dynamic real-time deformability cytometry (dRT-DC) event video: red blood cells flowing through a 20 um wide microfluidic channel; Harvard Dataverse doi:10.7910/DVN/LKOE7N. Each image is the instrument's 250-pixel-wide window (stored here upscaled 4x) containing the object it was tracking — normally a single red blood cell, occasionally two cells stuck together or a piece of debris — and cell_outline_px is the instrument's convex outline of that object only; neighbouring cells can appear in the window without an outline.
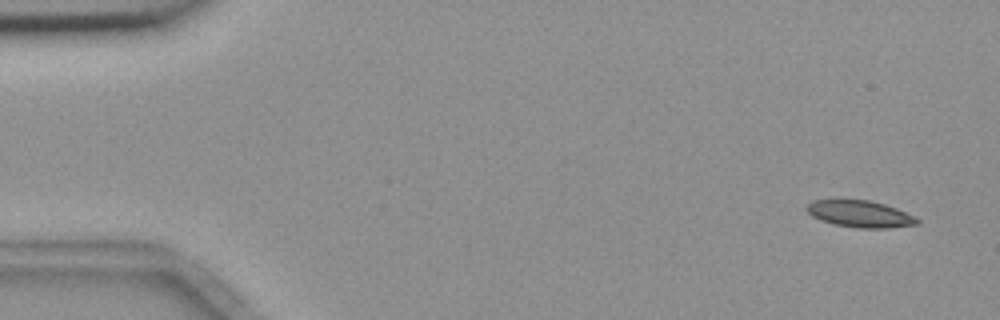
{"species": "common noctule bat (a hibernating species)", "species_latin": "Nyctalus noctula", "temperature_condition": "room temperature", "stored_images_in_passage": 5, "camera_frame_rate_fps": 3000, "um_per_image_px": 0.085, "animal": {"sex": "female", "body_mass_g": 18.4}, "frame": {"image": 1, "passage_image": 1, "time_ms": 0.0, "image_size_px": [1000, 320], "cell_outline_px": [[920, 220], [916, 224], [888, 228], [856, 228], [832, 224], [820, 220], [812, 216], [804, 208], [812, 200], [868, 200], [884, 204], [896, 208]], "centroid_in_image_um": [73.04, 18.19], "position_along_channel_um": 12.0, "area_um2": 17.11}}
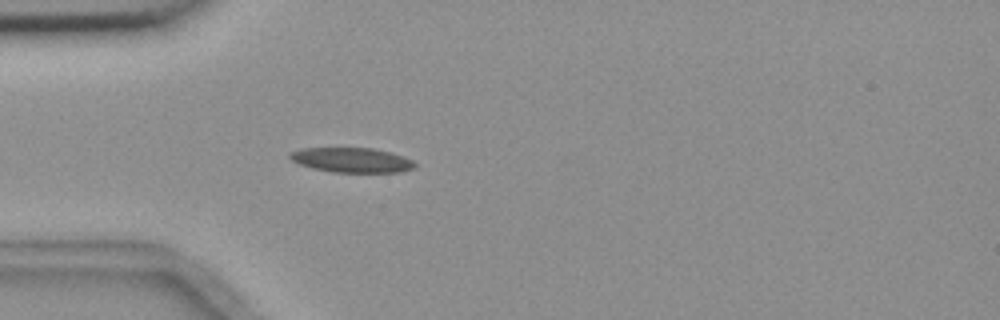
{"frame": {"image": 2, "passage_image": 5, "time_ms": 4.333, "image_size_px": [1000, 320], "cell_outline_px": [[416, 168], [400, 172], [332, 172], [312, 168], [300, 164], [292, 160], [288, 156], [288, 152], [304, 148], [372, 148], [392, 152], [404, 156], [412, 160], [416, 164]], "centroid_in_image_um": [29.92, 13.6], "position_along_channel_um": 55.1, "area_um2": 18.15}}